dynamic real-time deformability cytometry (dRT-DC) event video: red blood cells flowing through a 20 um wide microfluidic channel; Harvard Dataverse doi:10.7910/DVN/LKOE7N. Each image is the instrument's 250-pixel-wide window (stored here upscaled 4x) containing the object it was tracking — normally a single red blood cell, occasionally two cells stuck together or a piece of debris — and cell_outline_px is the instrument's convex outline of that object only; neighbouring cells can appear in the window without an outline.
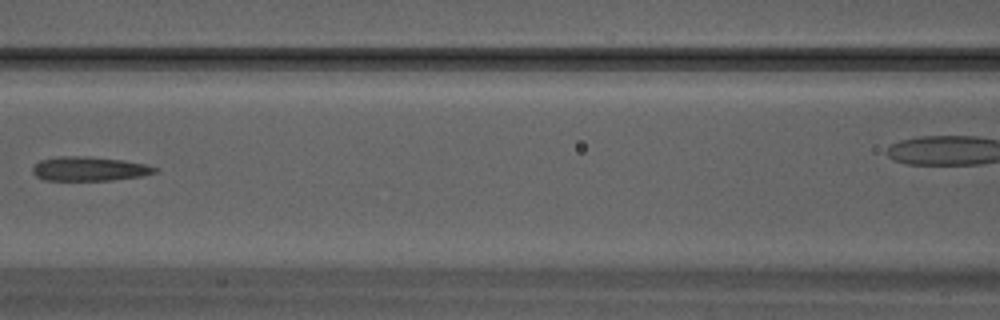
{"species": "Egyptian fruit bat (a non-hibernating species)", "species_latin": "Rousettus aegyptiacus", "temperature_condition": "warm", "stored_images_in_passage": 33, "camera_frame_rate_fps": 3000, "um_per_image_px": 0.085, "animal": {"sex": "male"}, "frame": {"image": 1, "passage_image": 15, "time_ms": 4.667, "image_size_px": [1000, 320], "cell_outline_px": [[160, 168], [156, 172], [140, 176], [112, 180], [44, 180], [36, 176], [32, 172], [32, 168], [40, 160], [60, 156], [88, 156], [124, 160], [148, 164]], "centroid_in_image_um": [7.62, 14.34], "position_along_channel_um": 159.0, "area_um2": 17.34}}
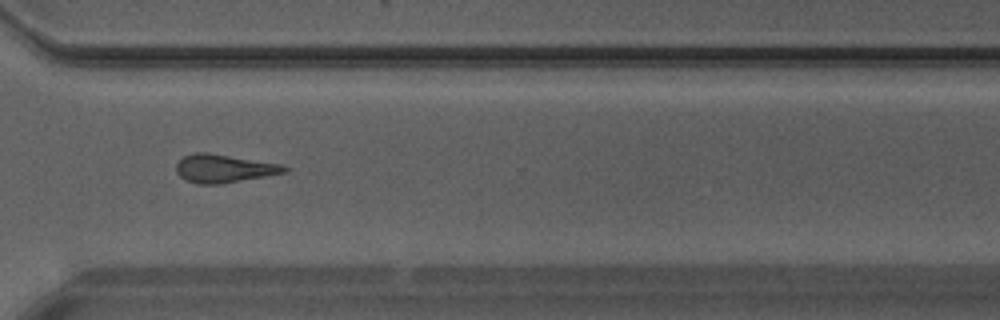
{"frame": {"image": 2, "passage_image": 24, "time_ms": 7.667, "image_size_px": [1000, 320], "cell_outline_px": [[288, 168], [284, 172], [264, 176], [220, 184], [200, 184], [184, 180], [176, 172], [176, 164], [184, 156], [192, 152], [208, 152], [280, 164]], "centroid_in_image_um": [18.95, 14.31], "position_along_channel_um": 351.6, "area_um2": 17.57}}